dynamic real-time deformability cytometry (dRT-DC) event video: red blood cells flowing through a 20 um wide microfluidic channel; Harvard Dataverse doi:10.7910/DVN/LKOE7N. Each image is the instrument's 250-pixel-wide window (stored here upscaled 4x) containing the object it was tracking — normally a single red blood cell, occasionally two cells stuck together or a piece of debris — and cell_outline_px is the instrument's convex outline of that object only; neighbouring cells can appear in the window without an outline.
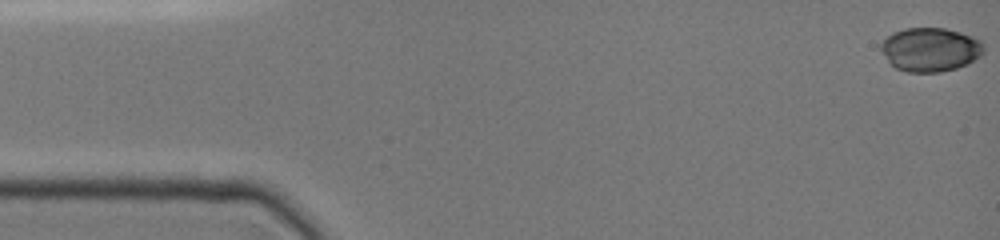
{"species": "common noctule bat (a hibernating species)", "species_latin": "Nyctalus noctula", "temperature_condition": "cold", "stored_images_in_passage": 37, "camera_frame_rate_fps": 3000, "um_per_image_px": 0.085, "animal": {"sex": "female", "body_mass_g": 19.0, "forearm_length_mm": 51.5}, "frame": {"image": 1, "passage_image": 1, "time_ms": 0.0, "image_size_px": [1000, 240], "cell_outline_px": [[984, 52], [980, 56], [956, 68], [940, 72], [908, 72], [896, 68], [888, 60], [880, 48], [880, 44], [892, 32], [904, 28], [944, 28], [976, 36], [984, 44]], "centroid_in_image_um": [79.09, 4.19], "position_along_channel_um": 5.9, "area_um2": 26.24}}
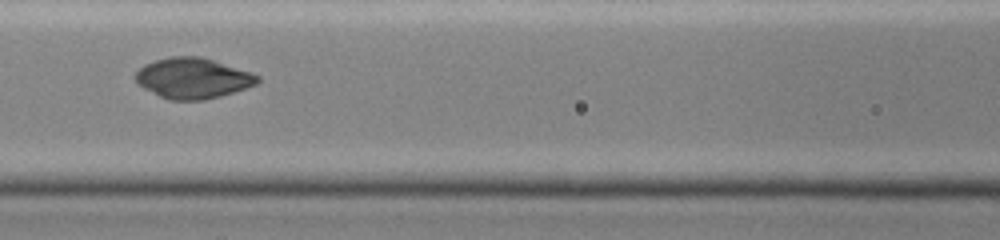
{"frame": {"image": 2, "passage_image": 16, "time_ms": 6.667, "image_size_px": [1000, 240], "cell_outline_px": [[260, 80], [256, 84], [220, 96], [204, 100], [168, 100], [136, 84], [132, 76], [144, 64], [156, 60], [172, 56], [200, 56], [252, 72], [260, 76]], "centroid_in_image_um": [16.36, 6.64], "position_along_channel_um": 150.2, "area_um2": 28.9}}
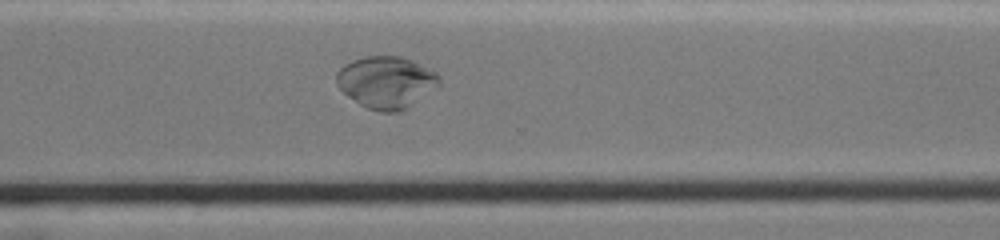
{"frame": {"image": 3, "passage_image": 30, "time_ms": 11.333, "image_size_px": [1000, 240], "cell_outline_px": [[440, 84], [404, 108], [396, 112], [380, 112], [368, 108], [360, 104], [348, 96], [336, 84], [336, 72], [344, 64], [352, 60], [364, 56], [400, 56], [412, 60], [436, 72], [440, 76]], "centroid_in_image_um": [32.79, 6.96], "position_along_channel_um": 337.8, "area_um2": 30.69}}